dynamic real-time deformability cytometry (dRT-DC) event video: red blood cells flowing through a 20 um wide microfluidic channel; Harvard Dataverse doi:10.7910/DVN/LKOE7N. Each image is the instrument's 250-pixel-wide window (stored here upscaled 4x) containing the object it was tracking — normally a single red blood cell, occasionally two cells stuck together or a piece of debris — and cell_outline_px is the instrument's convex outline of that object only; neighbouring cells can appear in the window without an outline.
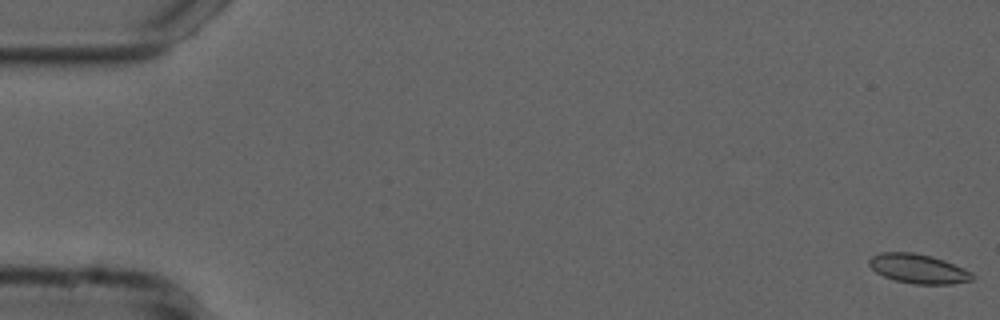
{"species": "common noctule bat (a hibernating species)", "species_latin": "Nyctalus noctula", "temperature_condition": "cold", "stored_images_in_passage": 56, "camera_frame_rate_fps": 3000, "um_per_image_px": 0.085, "animal": {"sex": "male", "forearm_length_mm": 52.5}, "frame": {"image": 1, "passage_image": 1, "time_ms": 0.0, "image_size_px": [1000, 320], "cell_outline_px": [[972, 280], [952, 284], [916, 284], [896, 280], [884, 276], [876, 272], [868, 264], [868, 260], [872, 256], [880, 252], [912, 252], [932, 256], [944, 260], [964, 268], [972, 272]], "centroid_in_image_um": [78.04, 22.83], "position_along_channel_um": 7.0, "area_um2": 17.57}}
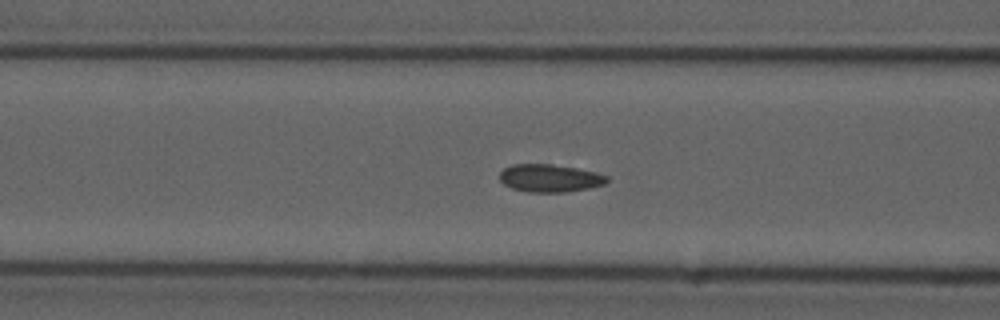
{"frame": {"image": 2, "passage_image": 22, "time_ms": 7.0, "image_size_px": [1000, 320], "cell_outline_px": [[608, 180], [604, 184], [588, 188], [564, 192], [528, 192], [512, 188], [504, 184], [500, 180], [500, 172], [504, 168], [512, 164], [552, 164], [576, 168], [596, 172], [608, 176]], "centroid_in_image_um": [46.72, 15.14], "position_along_channel_um": 119.9, "area_um2": 17.28}}
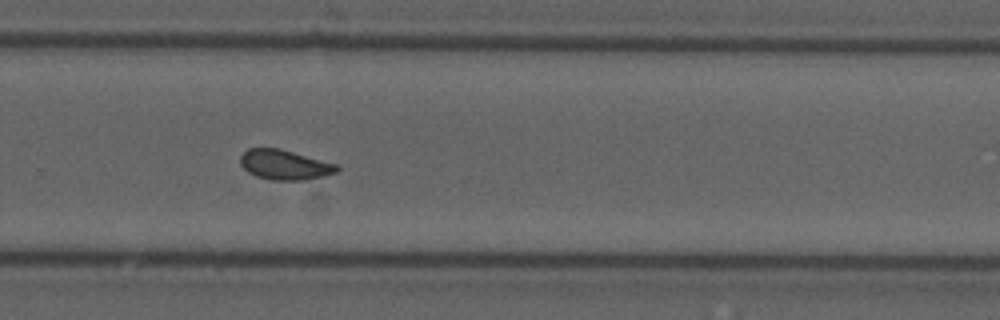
{"frame": {"image": 3, "passage_image": 37, "time_ms": 12.0, "image_size_px": [1000, 320], "cell_outline_px": [[340, 168], [336, 172], [324, 176], [304, 180], [272, 180], [256, 176], [248, 172], [240, 164], [240, 156], [248, 148], [280, 148], [340, 164]], "centroid_in_image_um": [24.23, 14.0], "position_along_channel_um": 305.6, "area_um2": 17.05}, "authors_computed_cell_mechanics": {"area_um2": 17.051, "velocity_mm_per_s": 3.7307, "shape_relaxation_time_tau1_ms": null, "shape_relaxation_time_tau2_ms": 1.4885, "deformation_change_tau1": null, "deformation_change_tau2": 0.0572}}